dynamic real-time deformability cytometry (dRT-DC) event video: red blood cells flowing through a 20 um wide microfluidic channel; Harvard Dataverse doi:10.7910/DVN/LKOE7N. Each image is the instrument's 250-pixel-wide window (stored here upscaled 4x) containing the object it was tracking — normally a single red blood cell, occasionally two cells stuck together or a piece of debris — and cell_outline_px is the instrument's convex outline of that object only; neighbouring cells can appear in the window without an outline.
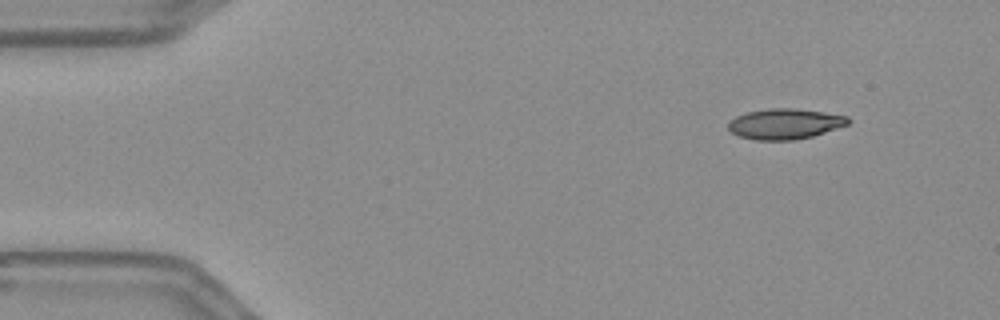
{"species": "Egyptian fruit bat (a non-hibernating species)", "species_latin": "Rousettus aegyptiacus", "temperature_condition": "warm", "stored_images_in_passage": 50, "camera_frame_rate_fps": 3000, "um_per_image_px": 0.085, "frame": {"image": 1, "passage_image": 1, "time_ms": 0.0, "image_size_px": [1000, 320], "cell_outline_px": [[852, 120], [848, 124], [812, 136], [792, 140], [756, 140], [740, 136], [732, 132], [728, 128], [728, 124], [736, 116], [748, 112], [768, 108], [796, 108], [824, 112], [848, 116]], "centroid_in_image_um": [66.74, 10.52], "position_along_channel_um": 18.3, "area_um2": 21.15}}
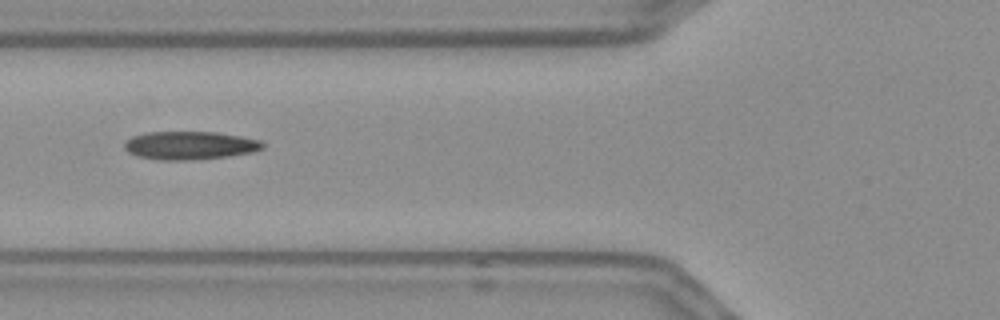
{"frame": {"image": 2, "passage_image": 16, "time_ms": 5.0, "image_size_px": [1000, 320], "cell_outline_px": [[264, 148], [256, 152], [200, 160], [160, 160], [136, 156], [128, 152], [124, 148], [124, 140], [132, 136], [148, 132], [216, 132], [240, 136], [260, 140], [264, 144]], "centroid_in_image_um": [16.14, 12.37], "position_along_channel_um": 109.7, "area_um2": 23.06}}
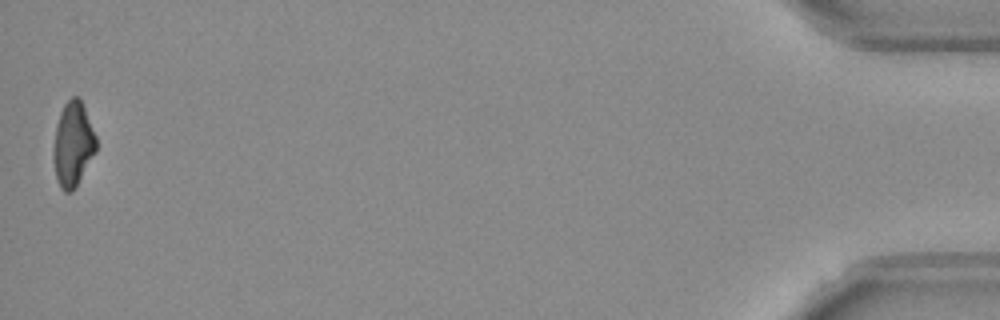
{"frame": {"image": 3, "passage_image": 50, "time_ms": 16.333, "image_size_px": [1000, 320], "cell_outline_px": [[96, 152], [72, 192], [64, 192], [60, 188], [56, 180], [52, 160], [52, 152], [56, 124], [60, 112], [64, 104], [72, 96], [76, 96], [80, 100], [84, 108], [96, 136]], "centroid_in_image_um": [6.17, 12.29], "position_along_channel_um": 429.0, "area_um2": 21.15}}